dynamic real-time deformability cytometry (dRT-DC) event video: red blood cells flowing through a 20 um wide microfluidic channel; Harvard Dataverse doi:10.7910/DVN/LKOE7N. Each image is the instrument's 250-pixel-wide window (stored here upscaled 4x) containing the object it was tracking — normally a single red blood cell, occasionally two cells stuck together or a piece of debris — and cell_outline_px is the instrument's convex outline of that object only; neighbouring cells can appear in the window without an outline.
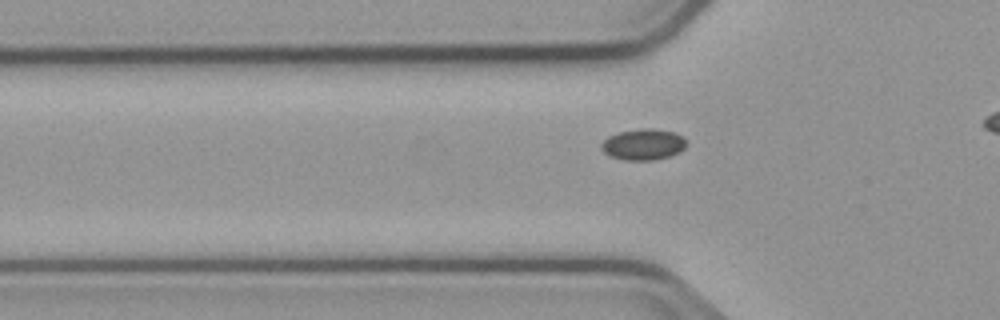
{"species": "common noctule bat (a hibernating species)", "species_latin": "Nyctalus noctula", "temperature_condition": "cold", "stored_images_in_passage": 25, "camera_frame_rate_fps": 3000, "um_per_image_px": 0.085, "animal": {"sex": "male", "body_mass_g": 23.1, "forearm_length_mm": 52.7}, "frame": {"image": 1, "passage_image": 12, "time_ms": 3.667, "image_size_px": [1000, 320], "cell_outline_px": [[688, 144], [680, 152], [668, 156], [652, 160], [624, 160], [612, 156], [604, 152], [600, 148], [600, 144], [608, 136], [620, 132], [644, 128], [652, 128], [676, 132], [684, 136]], "centroid_in_image_um": [54.71, 12.26], "position_along_channel_um": 71.1, "area_um2": 15.49}}
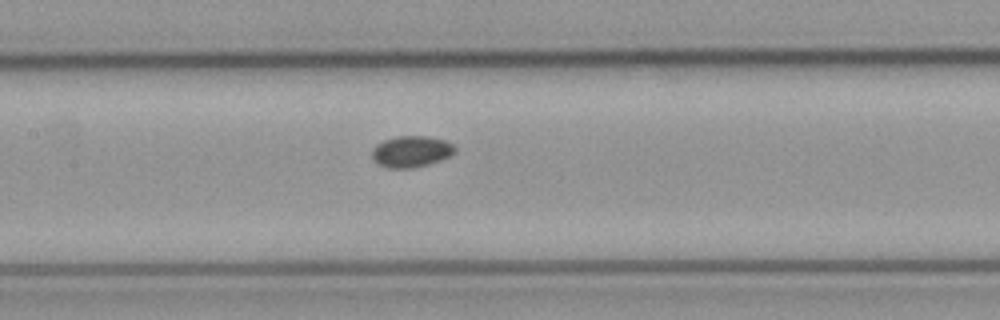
{"frame": {"image": 2, "passage_image": 20, "time_ms": 6.333, "image_size_px": [1000, 320], "cell_outline_px": [[456, 152], [440, 160], [428, 164], [412, 168], [388, 168], [380, 164], [372, 156], [372, 148], [376, 144], [384, 140], [396, 136], [428, 136], [444, 140], [452, 144], [456, 148]], "centroid_in_image_um": [34.96, 12.87], "position_along_channel_um": 172.4, "area_um2": 15.03}}
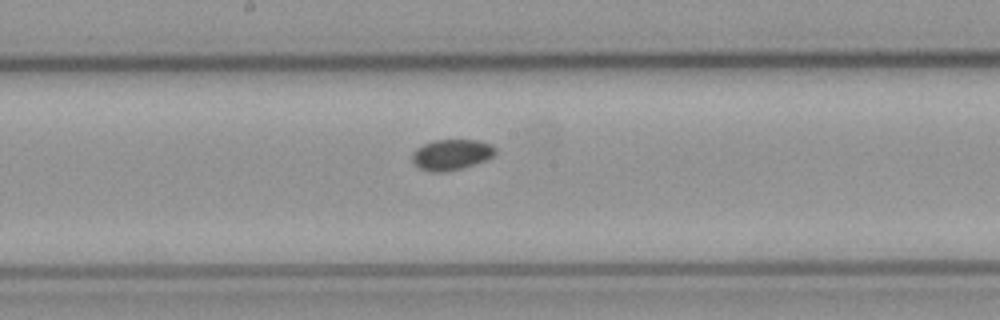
{"frame": {"image": 3, "passage_image": 23, "time_ms": 7.333, "image_size_px": [1000, 320], "cell_outline_px": [[496, 152], [492, 156], [484, 160], [460, 168], [444, 172], [432, 172], [420, 168], [412, 160], [412, 152], [416, 148], [432, 140], [480, 140], [492, 144], [496, 148]], "centroid_in_image_um": [38.36, 13.12], "position_along_channel_um": 209.8, "area_um2": 14.74}}